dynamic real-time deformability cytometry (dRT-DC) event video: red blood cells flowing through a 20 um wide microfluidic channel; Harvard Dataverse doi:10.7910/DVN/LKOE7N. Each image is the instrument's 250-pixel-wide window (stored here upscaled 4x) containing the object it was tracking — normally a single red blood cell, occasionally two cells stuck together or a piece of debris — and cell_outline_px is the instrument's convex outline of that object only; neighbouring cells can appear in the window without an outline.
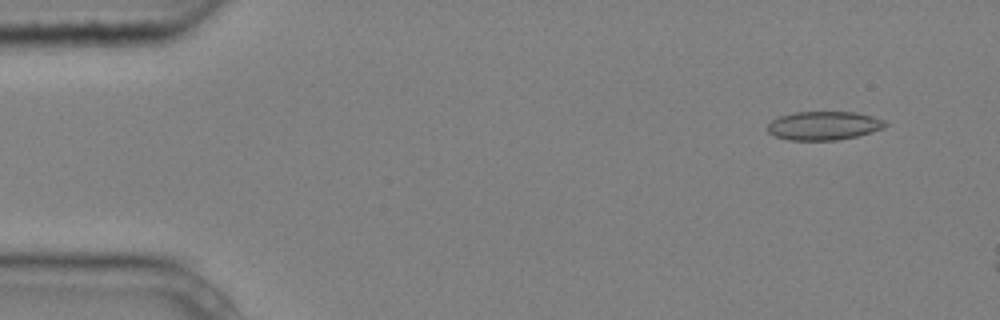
{"species": "common noctule bat (a hibernating species)", "species_latin": "Nyctalus noctula", "temperature_condition": "cold", "stored_images_in_passage": 3, "camera_frame_rate_fps": 3000, "um_per_image_px": 0.085, "animal": {"sex": "male", "body_mass_g": 20.4}, "frame": {"image": 1, "passage_image": 1, "time_ms": 0.0, "image_size_px": [1000, 320], "cell_outline_px": [[888, 124], [884, 128], [872, 132], [856, 136], [836, 140], [788, 140], [776, 136], [768, 132], [768, 124], [772, 120], [780, 116], [792, 112], [856, 112], [872, 116], [884, 120]], "centroid_in_image_um": [70.03, 10.68], "position_along_channel_um": 15.0, "area_um2": 19.65}}